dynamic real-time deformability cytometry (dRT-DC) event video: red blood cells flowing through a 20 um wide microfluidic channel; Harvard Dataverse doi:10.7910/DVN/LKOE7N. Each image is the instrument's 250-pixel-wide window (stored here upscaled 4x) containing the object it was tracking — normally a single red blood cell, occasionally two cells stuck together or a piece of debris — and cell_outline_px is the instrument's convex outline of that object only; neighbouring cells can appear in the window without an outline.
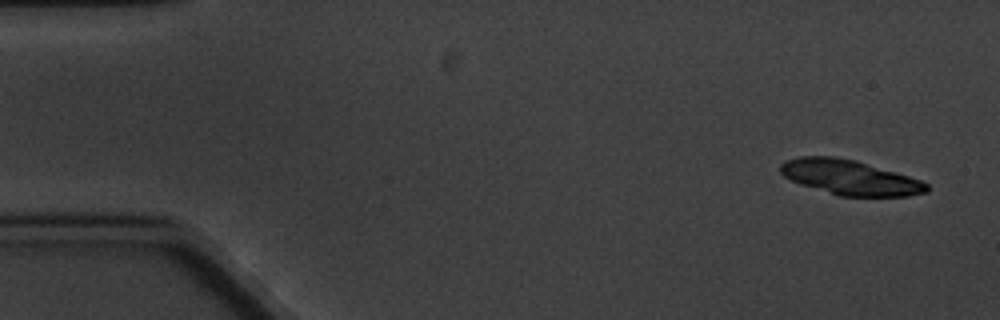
{"species": "common noctule bat (a hibernating species)", "species_latin": "Nyctalus noctula", "temperature_condition": "cold", "stored_images_in_passage": 8, "camera_frame_rate_fps": 3000, "um_per_image_px": 0.085, "animal": {"sex": "male", "body_mass_g": 20.1, "forearm_length_mm": 53.5}, "frame": {"image": 1, "passage_image": 1, "time_ms": 0.0, "image_size_px": [1000, 320], "cell_outline_px": [[928, 192], [908, 196], [840, 196], [800, 184], [784, 176], [780, 172], [780, 164], [784, 160], [800, 156], [836, 156], [856, 160], [908, 176], [920, 180], [928, 184]], "centroid_in_image_um": [72.21, 15.07], "position_along_channel_um": 12.8, "area_um2": 29.65}}
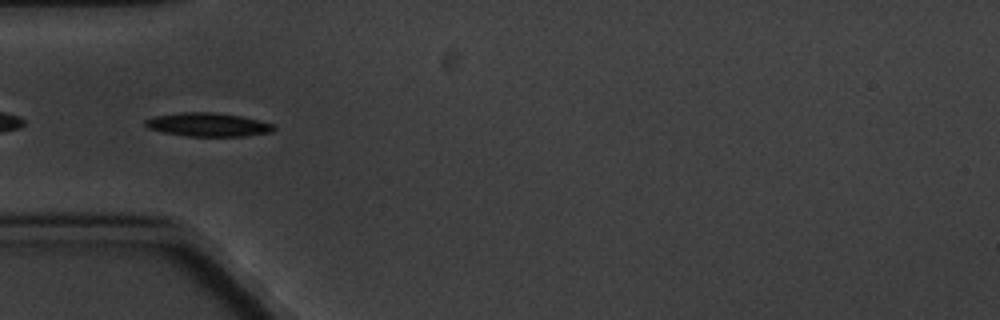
{"frame": {"image": 2, "passage_image": 5, "time_ms": 5.333, "image_size_px": [1000, 320], "cell_outline_px": [[276, 128], [272, 132], [244, 136], [188, 136], [164, 132], [148, 128], [144, 124], [144, 120], [156, 116], [180, 112], [216, 112], [240, 116], [260, 120], [276, 124]], "centroid_in_image_um": [17.73, 10.59], "position_along_channel_um": 67.3, "area_um2": 17.74}}